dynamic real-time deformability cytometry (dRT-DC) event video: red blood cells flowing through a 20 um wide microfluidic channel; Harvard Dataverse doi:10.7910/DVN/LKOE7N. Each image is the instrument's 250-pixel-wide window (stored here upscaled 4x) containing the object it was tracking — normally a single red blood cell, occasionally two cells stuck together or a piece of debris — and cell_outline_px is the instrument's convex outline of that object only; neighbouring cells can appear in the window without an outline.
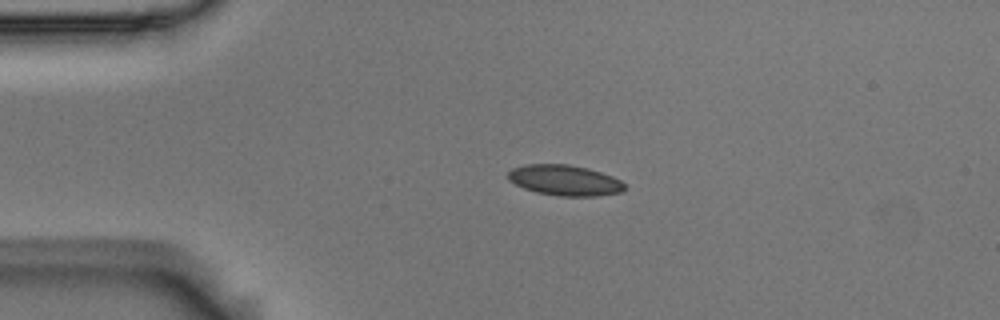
{"species": "Egyptian fruit bat (a non-hibernating species)", "species_latin": "Rousettus aegyptiacus", "temperature_condition": "room temperature", "stored_images_in_passage": 45, "camera_frame_rate_fps": 3000, "um_per_image_px": 0.085, "animal": {"sex": "male"}, "frame": {"image": 1, "passage_image": 1, "time_ms": 0.0, "image_size_px": [1000, 320], "cell_outline_px": [[624, 188], [620, 192], [596, 196], [560, 196], [536, 192], [524, 188], [508, 180], [508, 172], [512, 168], [528, 164], [568, 164], [588, 168], [612, 176], [620, 180], [624, 184]], "centroid_in_image_um": [47.98, 15.32], "position_along_channel_um": 37.0, "area_um2": 20.63}}
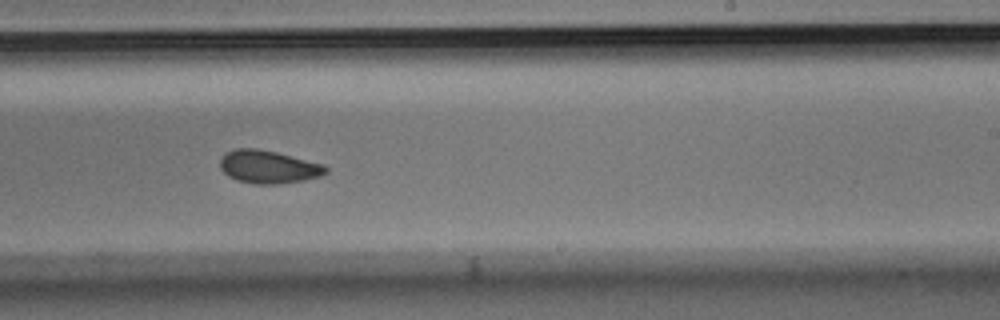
{"frame": {"image": 2, "passage_image": 23, "time_ms": 7.333, "image_size_px": [1000, 320], "cell_outline_px": [[328, 172], [320, 176], [304, 180], [280, 184], [256, 184], [236, 180], [228, 176], [220, 168], [220, 160], [224, 152], [236, 148], [256, 148], [276, 152], [324, 164], [328, 168]], "centroid_in_image_um": [22.8, 14.18], "position_along_channel_um": 266.2, "area_um2": 20.46}}
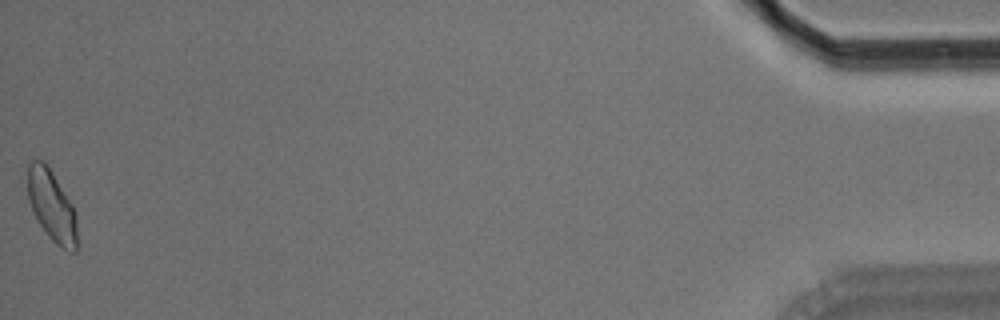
{"frame": {"image": 3, "passage_image": 45, "time_ms": 14.667, "image_size_px": [1000, 320], "cell_outline_px": [[76, 252], [68, 252], [56, 244], [48, 236], [36, 220], [28, 200], [28, 164], [32, 160], [44, 160], [48, 164], [72, 204], [76, 212]], "centroid_in_image_um": [4.39, 17.48], "position_along_channel_um": 430.8, "area_um2": 20.69}, "authors_computed_cell_mechanics": {"area_um2": 20.3456, "velocity_mm_per_s": 3.5699, "shape_relaxation_time_tau1_ms": 9.2167, "shape_relaxation_time_tau2_ms": 2.6568, "deformation_change_tau1": 0.1184, "deformation_change_tau2": 0.07}}